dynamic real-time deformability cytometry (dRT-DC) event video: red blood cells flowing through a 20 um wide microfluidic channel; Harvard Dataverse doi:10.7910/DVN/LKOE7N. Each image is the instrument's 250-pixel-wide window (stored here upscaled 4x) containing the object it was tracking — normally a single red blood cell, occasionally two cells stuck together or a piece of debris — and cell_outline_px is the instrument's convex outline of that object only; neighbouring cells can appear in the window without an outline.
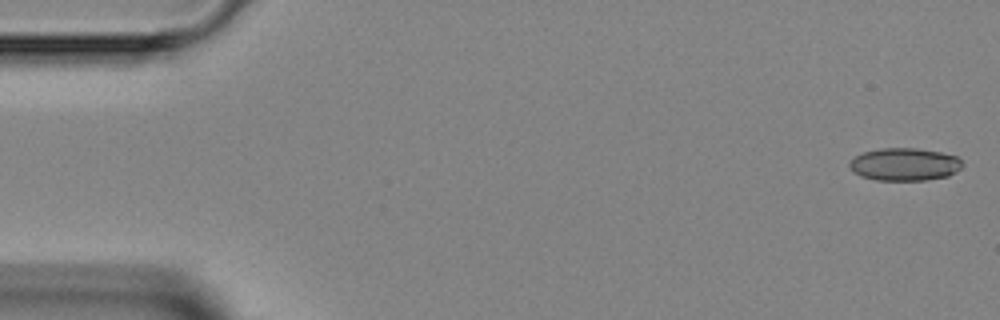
{"species": "Egyptian fruit bat (a non-hibernating species)", "species_latin": "Rousettus aegyptiacus", "temperature_condition": "room temperature", "stored_images_in_passage": 7, "camera_frame_rate_fps": 3000, "um_per_image_px": 0.085, "animal": {"sex": "female"}, "frame": {"image": 1, "passage_image": 1, "time_ms": 0.0, "image_size_px": [1000, 320], "cell_outline_px": [[964, 164], [956, 172], [948, 176], [924, 180], [876, 180], [860, 176], [852, 172], [848, 164], [856, 156], [864, 152], [880, 148], [916, 148], [940, 152], [956, 156]], "centroid_in_image_um": [76.88, 13.97], "position_along_channel_um": 8.1, "area_um2": 21.5}}